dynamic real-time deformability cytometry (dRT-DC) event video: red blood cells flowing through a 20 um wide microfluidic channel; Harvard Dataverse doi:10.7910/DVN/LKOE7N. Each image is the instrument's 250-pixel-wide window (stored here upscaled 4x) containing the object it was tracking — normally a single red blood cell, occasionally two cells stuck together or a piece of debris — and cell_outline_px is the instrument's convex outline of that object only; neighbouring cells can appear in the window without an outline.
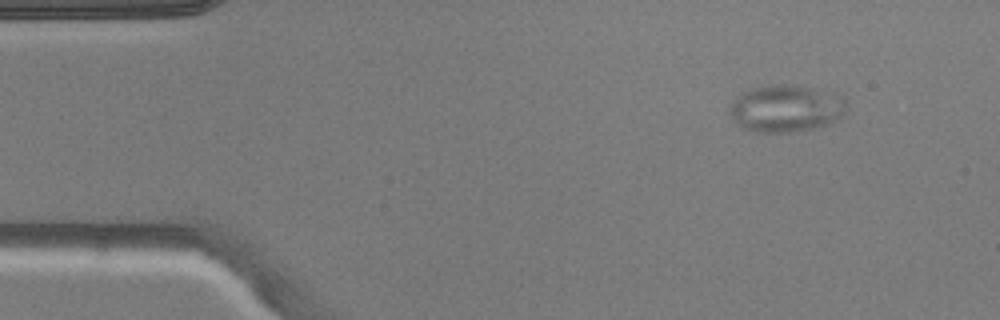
{"species": "common noctule bat (a hibernating species)", "species_latin": "Nyctalus noctula", "temperature_condition": "warm", "stored_images_in_passage": 4, "camera_frame_rate_fps": 3000, "um_per_image_px": 0.085, "animal": {"sex": "male", "body_mass_g": 20.5, "forearm_length_mm": 52.5}, "frame": {"image": 1, "passage_image": 1, "time_ms": 0.0, "image_size_px": [1000, 320], "cell_outline_px": [[848, 108], [844, 116], [832, 124], [792, 132], [756, 132], [744, 128], [728, 112], [728, 108], [740, 92], [748, 88], [772, 84], [792, 84], [836, 92], [844, 96]], "centroid_in_image_um": [66.88, 9.19], "position_along_channel_um": 18.1, "area_um2": 32.83}}